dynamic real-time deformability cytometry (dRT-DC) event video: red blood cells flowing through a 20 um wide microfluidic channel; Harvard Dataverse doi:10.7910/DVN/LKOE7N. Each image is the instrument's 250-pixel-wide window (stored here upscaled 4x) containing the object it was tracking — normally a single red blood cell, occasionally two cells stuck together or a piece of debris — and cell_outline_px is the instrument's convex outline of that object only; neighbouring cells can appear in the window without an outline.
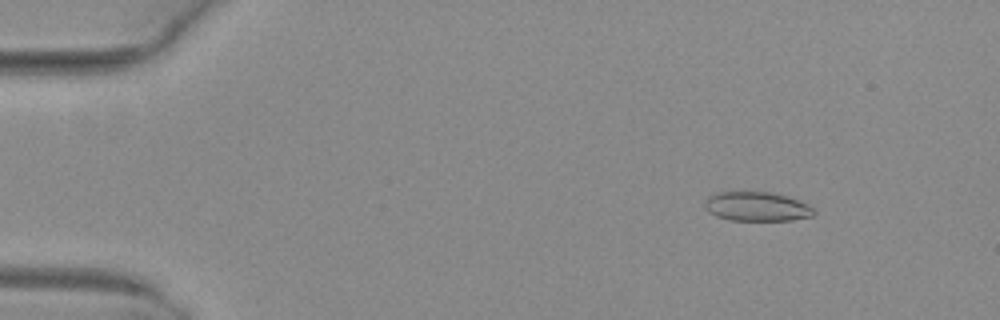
{"species": "common noctule bat (a hibernating species)", "species_latin": "Nyctalus noctula", "temperature_condition": "warm", "stored_images_in_passage": 52, "camera_frame_rate_fps": 3000, "um_per_image_px": 0.085, "animal": {"sex": "female", "body_mass_g": 29.2, "forearm_length_mm": 56.3}, "frame": {"image": 1, "passage_image": 7, "time_ms": 2.0, "image_size_px": [1000, 320], "cell_outline_px": [[816, 212], [812, 216], [792, 220], [728, 220], [716, 216], [708, 212], [704, 208], [704, 204], [708, 196], [720, 192], [772, 192], [788, 196], [800, 200], [808, 204]], "centroid_in_image_um": [64.33, 17.55], "position_along_channel_um": 20.7, "area_um2": 18.73}}
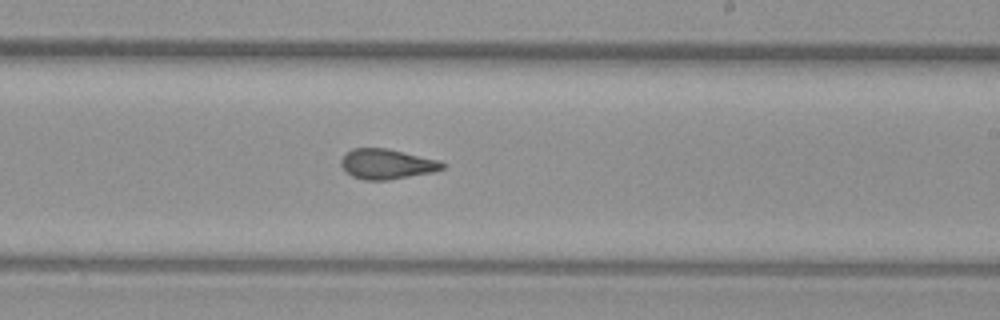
{"frame": {"image": 2, "passage_image": 32, "time_ms": 10.333, "image_size_px": [1000, 320], "cell_outline_px": [[448, 164], [444, 168], [432, 172], [388, 180], [364, 180], [352, 176], [340, 164], [340, 160], [352, 148], [388, 148], [440, 160]], "centroid_in_image_um": [32.92, 13.93], "position_along_channel_um": 256.1, "area_um2": 17.8}}
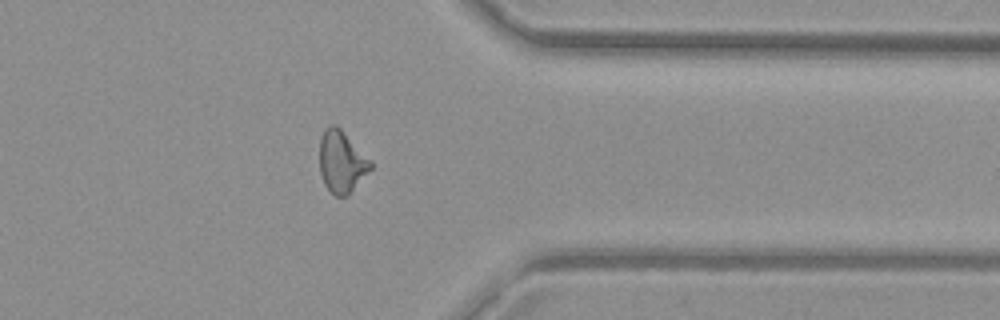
{"frame": {"image": 3, "passage_image": 42, "time_ms": 13.667, "image_size_px": [1000, 320], "cell_outline_px": [[372, 168], [348, 196], [336, 196], [324, 184], [320, 172], [320, 140], [324, 128], [328, 124], [336, 124], [372, 160]], "centroid_in_image_um": [29.05, 13.73], "position_along_channel_um": 382.4, "area_um2": 18.55}, "authors_computed_cell_mechanics": {"area_um2": 18.496, "velocity_mm_per_s": 4.0436, "shape_relaxation_time_tau1_ms": null, "shape_relaxation_time_tau2_ms": 1.6843, "deformation_change_tau1": null, "deformation_change_tau2": 0.0872}}